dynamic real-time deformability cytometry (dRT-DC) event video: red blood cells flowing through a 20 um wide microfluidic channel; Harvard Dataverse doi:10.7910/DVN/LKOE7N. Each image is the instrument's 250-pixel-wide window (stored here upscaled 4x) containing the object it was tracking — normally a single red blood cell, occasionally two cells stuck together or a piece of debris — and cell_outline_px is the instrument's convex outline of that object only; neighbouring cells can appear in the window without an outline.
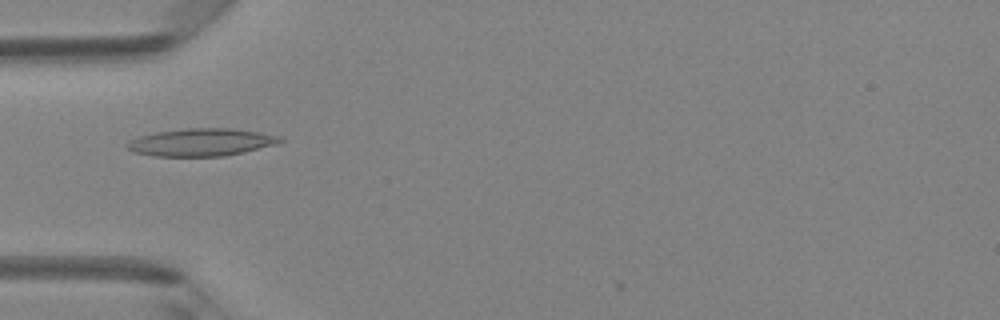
{"species": "Egyptian fruit bat (a non-hibernating species)", "species_latin": "Rousettus aegyptiacus", "temperature_condition": "room temperature", "stored_images_in_passage": 44, "camera_frame_rate_fps": 3000, "um_per_image_px": 0.085, "animal": {"sex": "female"}, "frame": {"image": 1, "passage_image": 16, "time_ms": 5.0, "image_size_px": [1000, 320], "cell_outline_px": [[284, 140], [276, 144], [244, 152], [224, 156], [156, 156], [132, 152], [124, 144], [140, 136], [156, 132], [188, 128], [232, 128], [280, 136]], "centroid_in_image_um": [17.1, 12.09], "position_along_channel_um": 67.9, "area_um2": 24.39}}
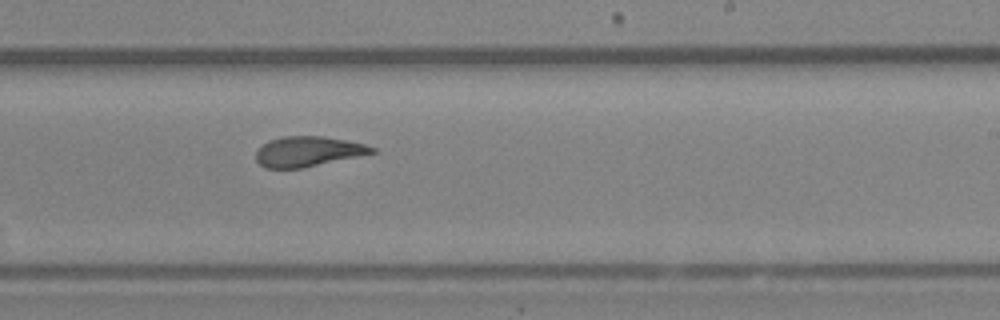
{"frame": {"image": 2, "passage_image": 30, "time_ms": 9.667, "image_size_px": [1000, 320], "cell_outline_px": [[376, 152], [300, 168], [264, 168], [256, 160], [256, 152], [268, 140], [284, 136], [324, 136], [364, 144], [376, 148]], "centroid_in_image_um": [26.14, 12.87], "position_along_channel_um": 262.9, "area_um2": 20.0}}
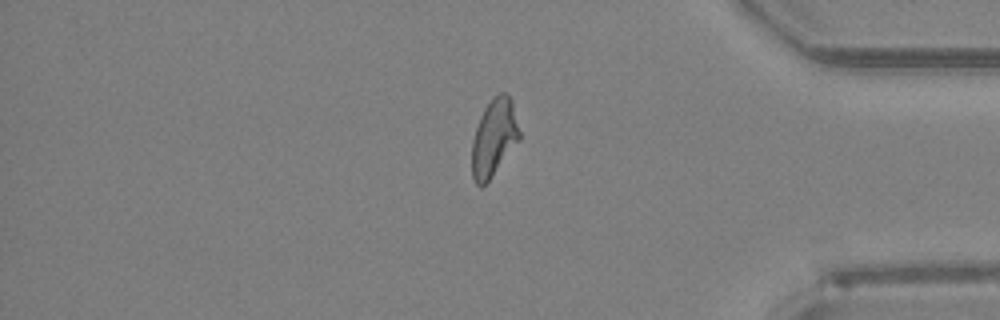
{"frame": {"image": 3, "passage_image": 41, "time_ms": 13.333, "image_size_px": [1000, 320], "cell_outline_px": [[520, 140], [488, 180], [480, 188], [476, 184], [472, 176], [472, 140], [480, 116], [484, 108], [492, 96], [500, 92], [508, 92], [512, 100], [520, 132]], "centroid_in_image_um": [41.99, 11.65], "position_along_channel_um": 393.2, "area_um2": 21.44}}